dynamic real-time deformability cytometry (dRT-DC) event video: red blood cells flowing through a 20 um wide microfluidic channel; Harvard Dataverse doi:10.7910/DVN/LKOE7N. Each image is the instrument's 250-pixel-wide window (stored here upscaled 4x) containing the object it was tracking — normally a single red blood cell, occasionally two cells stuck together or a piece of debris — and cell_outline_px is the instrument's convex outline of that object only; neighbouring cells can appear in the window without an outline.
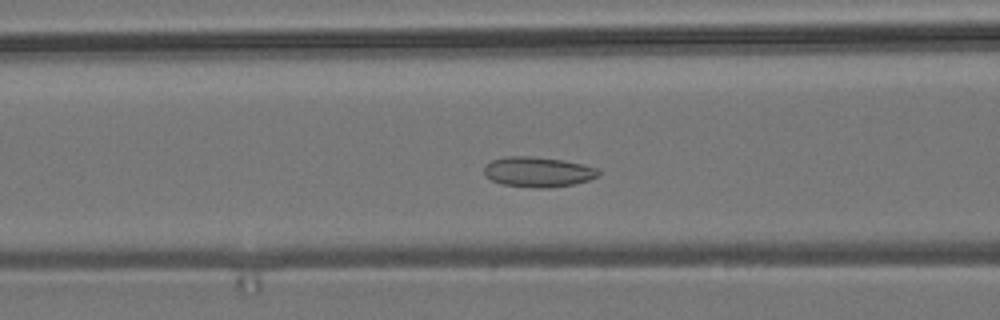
{"species": "common noctule bat (a hibernating species)", "species_latin": "Nyctalus noctula", "temperature_condition": "room temperature", "stored_images_in_passage": 44, "camera_frame_rate_fps": 3000, "um_per_image_px": 0.085, "animal": {"sex": "male", "body_mass_g": 19.2, "forearm_length_mm": 51.8}, "frame": {"image": 1, "passage_image": 18, "time_ms": 5.667, "image_size_px": [1000, 320], "cell_outline_px": [[600, 176], [588, 180], [572, 184], [548, 188], [536, 188], [500, 184], [492, 180], [484, 172], [484, 168], [492, 160], [508, 156], [528, 156], [564, 160], [584, 164], [596, 168], [600, 172]], "centroid_in_image_um": [45.76, 14.61], "position_along_channel_um": 120.8, "area_um2": 20.0}}
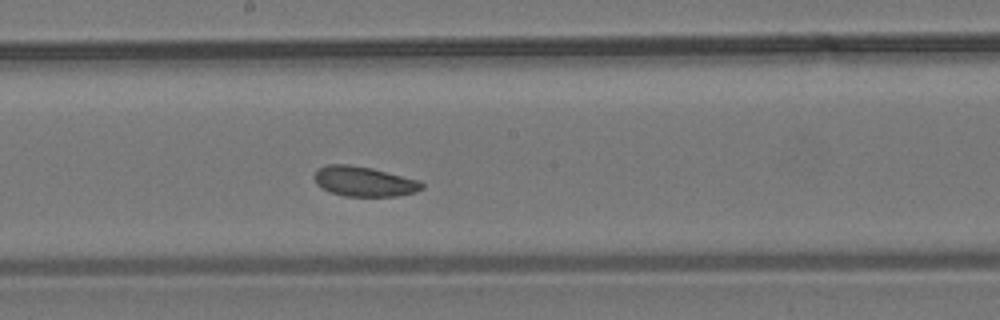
{"frame": {"image": 2, "passage_image": 26, "time_ms": 8.333, "image_size_px": [1000, 320], "cell_outline_px": [[424, 188], [416, 192], [396, 196], [344, 196], [332, 192], [316, 184], [316, 168], [328, 164], [348, 164], [372, 168], [420, 180], [424, 184]], "centroid_in_image_um": [30.99, 15.41], "position_along_channel_um": 217.2, "area_um2": 18.73}}
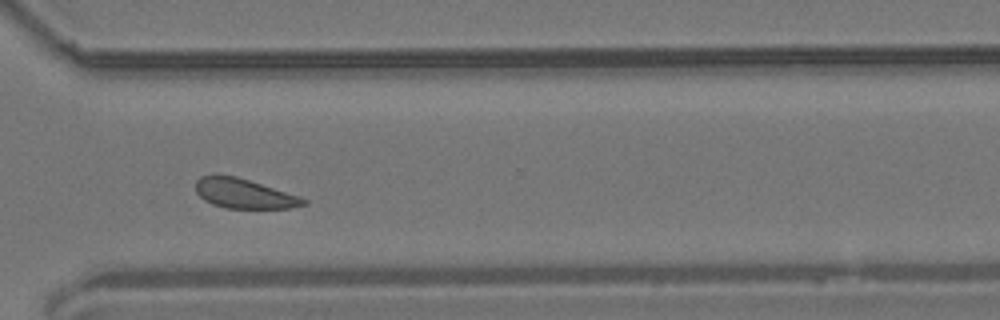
{"frame": {"image": 3, "passage_image": 37, "time_ms": 12.0, "image_size_px": [1000, 320], "cell_outline_px": [[308, 204], [292, 208], [224, 208], [212, 204], [204, 200], [196, 192], [196, 180], [200, 176], [236, 176], [300, 196], [308, 200]], "centroid_in_image_um": [20.78, 16.47], "position_along_channel_um": 349.8, "area_um2": 18.5}}